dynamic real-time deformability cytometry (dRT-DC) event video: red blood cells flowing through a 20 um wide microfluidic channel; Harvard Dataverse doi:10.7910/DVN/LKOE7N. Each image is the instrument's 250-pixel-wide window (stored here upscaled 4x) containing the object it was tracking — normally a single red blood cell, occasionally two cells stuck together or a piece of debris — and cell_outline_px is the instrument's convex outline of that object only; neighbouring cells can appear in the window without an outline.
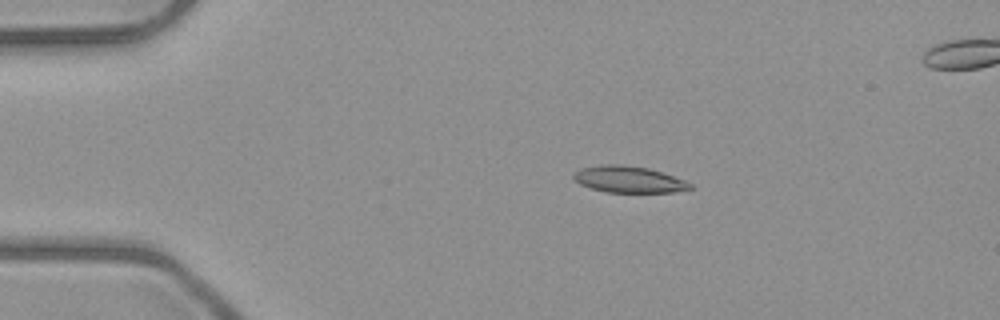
{"species": "common noctule bat (a hibernating species)", "species_latin": "Nyctalus noctula", "temperature_condition": "room temperature", "stored_images_in_passage": 5, "camera_frame_rate_fps": 3000, "um_per_image_px": 0.085, "animal": {"sex": "male", "body_mass_g": 23.1, "forearm_length_mm": 52.7}, "frame": {"image": 1, "passage_image": 3, "time_ms": 2.333, "image_size_px": [1000, 320], "cell_outline_px": [[692, 188], [676, 192], [608, 192], [592, 188], [580, 184], [572, 176], [580, 168], [600, 164], [620, 164], [648, 168], [684, 180], [692, 184]], "centroid_in_image_um": [53.43, 15.24], "position_along_channel_um": 31.6, "area_um2": 17.8}}